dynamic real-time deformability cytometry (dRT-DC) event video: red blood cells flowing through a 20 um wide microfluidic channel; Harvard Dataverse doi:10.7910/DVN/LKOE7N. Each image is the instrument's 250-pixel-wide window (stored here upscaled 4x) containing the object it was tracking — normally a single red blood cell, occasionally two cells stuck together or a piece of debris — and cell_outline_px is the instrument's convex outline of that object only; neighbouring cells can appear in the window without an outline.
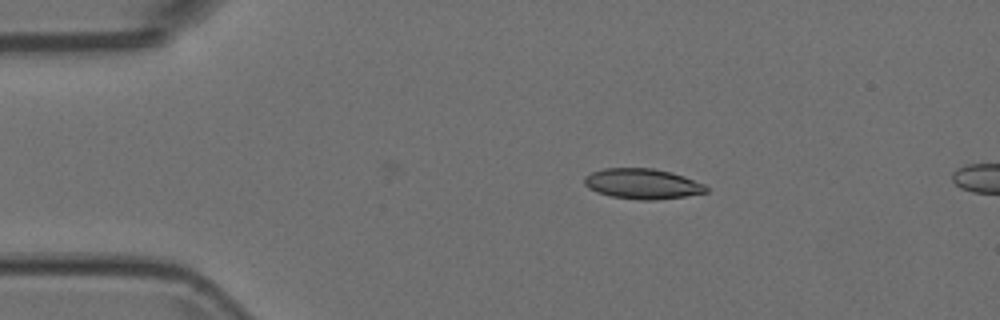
{"species": "Egyptian fruit bat (a non-hibernating species)", "species_latin": "Rousettus aegyptiacus", "temperature_condition": "room temperature", "stored_images_in_passage": 7, "camera_frame_rate_fps": 3000, "um_per_image_px": 0.085, "animal": {"sex": "female"}, "frame": {"image": 1, "passage_image": 1, "time_ms": 0.0, "image_size_px": [1000, 320], "cell_outline_px": [[708, 192], [684, 196], [652, 200], [640, 200], [612, 196], [596, 192], [588, 188], [584, 184], [584, 176], [592, 172], [604, 168], [652, 168], [672, 172], [684, 176], [704, 184], [708, 188]], "centroid_in_image_um": [54.59, 15.61], "position_along_channel_um": 30.4, "area_um2": 21.5}}